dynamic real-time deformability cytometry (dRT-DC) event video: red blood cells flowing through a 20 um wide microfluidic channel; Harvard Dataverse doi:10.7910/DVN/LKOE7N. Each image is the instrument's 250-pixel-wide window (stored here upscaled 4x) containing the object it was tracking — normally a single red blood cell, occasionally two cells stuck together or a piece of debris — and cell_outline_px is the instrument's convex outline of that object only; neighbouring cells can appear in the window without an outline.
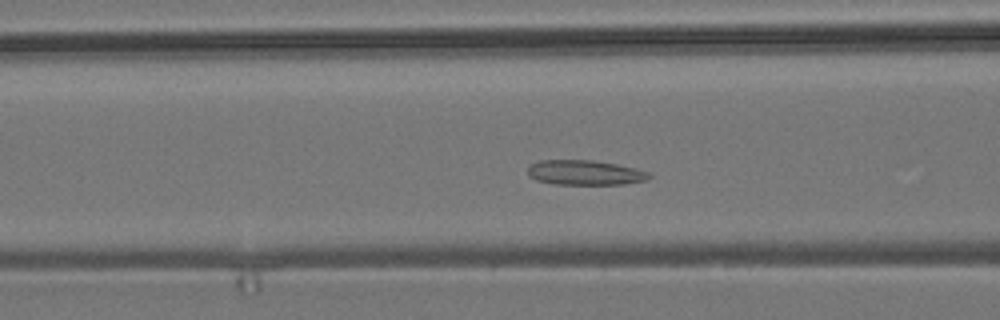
{"species": "common noctule bat (a hibernating species)", "species_latin": "Nyctalus noctula", "temperature_condition": "room temperature", "stored_images_in_passage": 51, "camera_frame_rate_fps": 3000, "um_per_image_px": 0.085, "animal": {"sex": "male", "body_mass_g": 19.2, "forearm_length_mm": 51.8}, "frame": {"image": 1, "passage_image": 16, "time_ms": 5.0, "image_size_px": [1000, 320], "cell_outline_px": [[652, 176], [648, 180], [624, 184], [556, 184], [536, 180], [528, 176], [528, 168], [532, 164], [540, 160], [592, 160], [616, 164], [636, 168], [648, 172]], "centroid_in_image_um": [49.74, 14.67], "position_along_channel_um": 116.9, "area_um2": 17.57}}
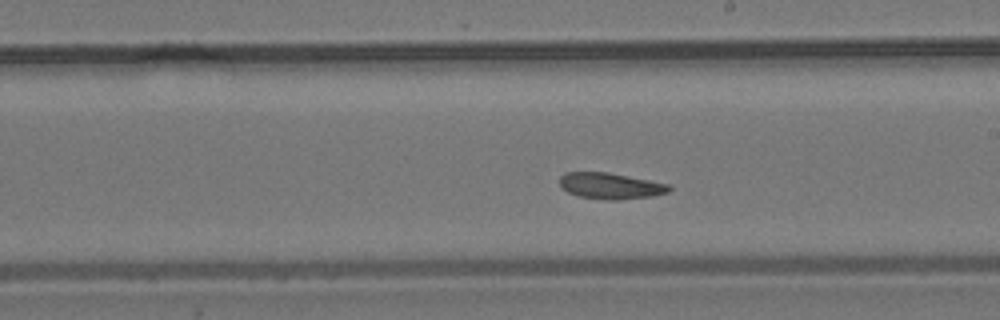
{"frame": {"image": 2, "passage_image": 26, "time_ms": 8.333, "image_size_px": [1000, 320], "cell_outline_px": [[672, 188], [668, 192], [652, 196], [620, 200], [608, 200], [580, 196], [568, 192], [560, 184], [560, 176], [564, 172], [608, 172], [668, 184]], "centroid_in_image_um": [51.89, 15.8], "position_along_channel_um": 237.1, "area_um2": 16.53}}
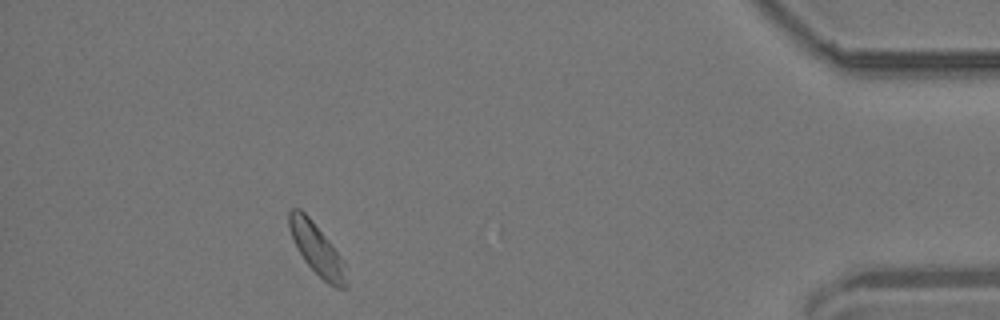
{"frame": {"image": 3, "passage_image": 45, "time_ms": 14.667, "image_size_px": [1000, 320], "cell_outline_px": [[348, 288], [336, 288], [328, 284], [304, 260], [288, 228], [288, 212], [292, 208], [300, 208], [308, 216], [332, 244], [344, 260], [348, 280]], "centroid_in_image_um": [26.97, 21.2], "position_along_channel_um": 408.2, "area_um2": 16.99}, "authors_computed_cell_mechanics": {"area_um2": 17.34, "velocity_mm_per_s": 3.6097, "shape_relaxation_time_tau1_ms": 7.0732, "shape_relaxation_time_tau2_ms": 4.4151, "deformation_change_tau1": 0.1035, "deformation_change_tau2": 0.0854}}